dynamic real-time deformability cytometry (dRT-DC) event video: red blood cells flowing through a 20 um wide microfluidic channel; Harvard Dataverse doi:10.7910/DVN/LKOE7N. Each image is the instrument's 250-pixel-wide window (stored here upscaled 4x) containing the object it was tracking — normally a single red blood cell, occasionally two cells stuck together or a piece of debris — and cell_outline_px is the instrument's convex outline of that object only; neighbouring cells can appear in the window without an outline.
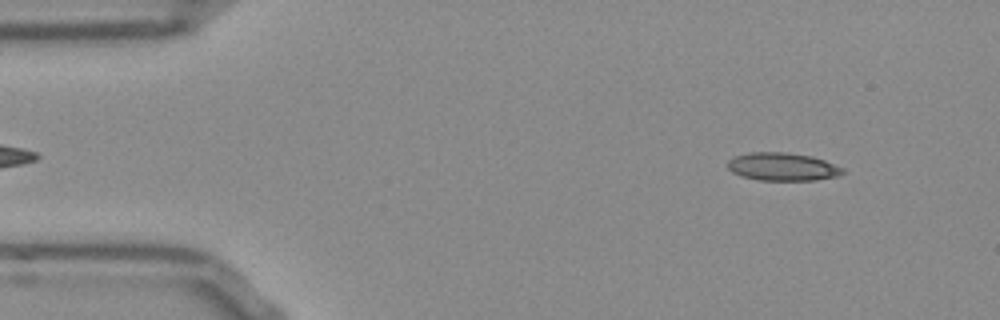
{"species": "Egyptian fruit bat (a non-hibernating species)", "species_latin": "Rousettus aegyptiacus", "temperature_condition": "room temperature", "stored_images_in_passage": 52, "camera_frame_rate_fps": 3000, "um_per_image_px": 0.085, "frame": {"image": 1, "passage_image": 5, "time_ms": 1.333, "image_size_px": [1000, 320], "cell_outline_px": [[844, 172], [836, 176], [816, 180], [760, 180], [740, 176], [732, 172], [728, 168], [728, 160], [736, 156], [748, 152], [784, 152], [812, 156], [824, 160], [844, 168]], "centroid_in_image_um": [66.5, 14.17], "position_along_channel_um": 18.5, "area_um2": 18.73}}
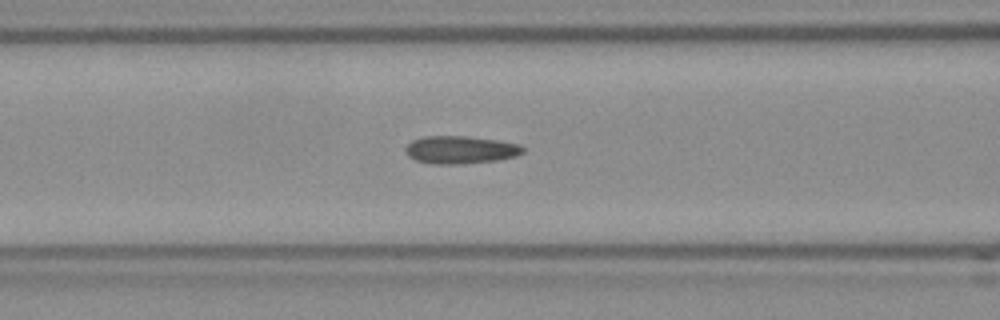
{"frame": {"image": 2, "passage_image": 20, "time_ms": 6.333, "image_size_px": [1000, 320], "cell_outline_px": [[524, 152], [516, 156], [496, 160], [460, 164], [428, 164], [416, 160], [408, 156], [404, 152], [404, 148], [412, 140], [424, 136], [468, 136], [496, 140], [516, 144], [524, 148]], "centroid_in_image_um": [39.07, 12.74], "position_along_channel_um": 127.5, "area_um2": 19.02}}
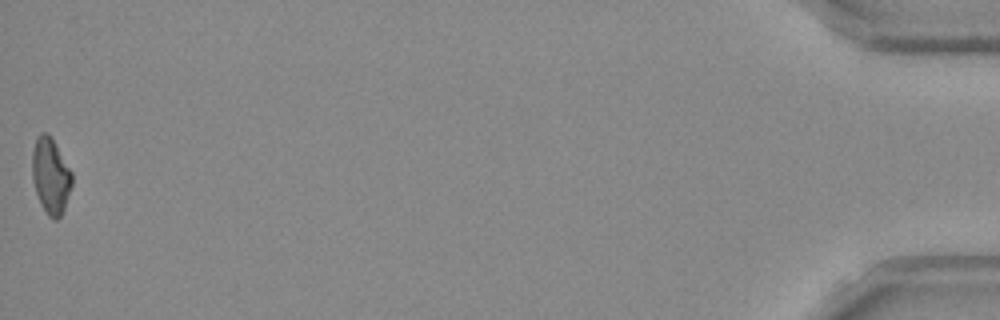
{"frame": {"image": 3, "passage_image": 52, "time_ms": 17.0, "image_size_px": [1000, 320], "cell_outline_px": [[72, 184], [64, 208], [60, 216], [56, 220], [52, 220], [48, 216], [36, 192], [32, 180], [32, 152], [36, 136], [40, 132], [48, 132], [52, 136], [72, 172]], "centroid_in_image_um": [4.3, 14.88], "position_along_channel_um": 430.9, "area_um2": 17.69}, "authors_computed_cell_mechanics": {"area_um2": 18.0914, "velocity_mm_per_s": 3.821, "shape_relaxation_time_tau1_ms": null, "shape_relaxation_time_tau2_ms": 2.4059, "deformation_change_tau1": null, "deformation_change_tau2": 0.1143}}